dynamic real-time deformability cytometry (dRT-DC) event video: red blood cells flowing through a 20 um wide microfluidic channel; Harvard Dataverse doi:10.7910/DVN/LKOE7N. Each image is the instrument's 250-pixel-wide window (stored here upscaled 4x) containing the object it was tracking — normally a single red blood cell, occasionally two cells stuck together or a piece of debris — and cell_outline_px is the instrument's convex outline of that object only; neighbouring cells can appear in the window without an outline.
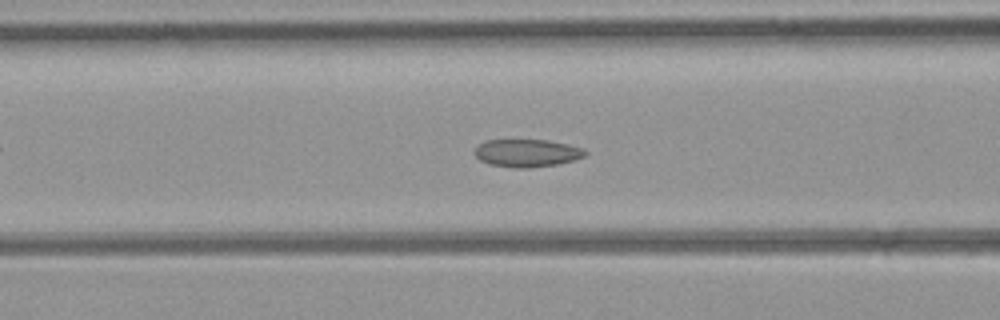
{"species": "common noctule bat (a hibernating species)", "species_latin": "Nyctalus noctula", "temperature_condition": "room temperature", "stored_images_in_passage": 52, "camera_frame_rate_fps": 3000, "um_per_image_px": 0.085, "animal": {"sex": "female", "body_mass_g": 21.9}, "frame": {"image": 1, "passage_image": 20, "time_ms": 6.333, "image_size_px": [1000, 320], "cell_outline_px": [[588, 152], [584, 156], [576, 160], [556, 164], [528, 168], [512, 168], [492, 164], [480, 160], [472, 152], [480, 144], [488, 140], [548, 140], [568, 144], [584, 148]], "centroid_in_image_um": [44.82, 13.01], "position_along_channel_um": 121.8, "area_um2": 17.86}}
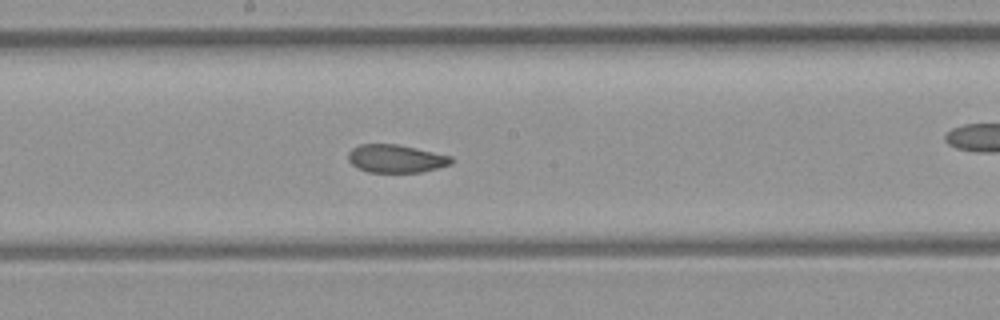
{"frame": {"image": 2, "passage_image": 27, "time_ms": 8.667, "image_size_px": [1000, 320], "cell_outline_px": [[452, 164], [420, 172], [368, 172], [356, 168], [348, 160], [348, 152], [352, 148], [360, 144], [396, 144], [452, 156]], "centroid_in_image_um": [33.62, 13.48], "position_along_channel_um": 214.6, "area_um2": 16.76}}
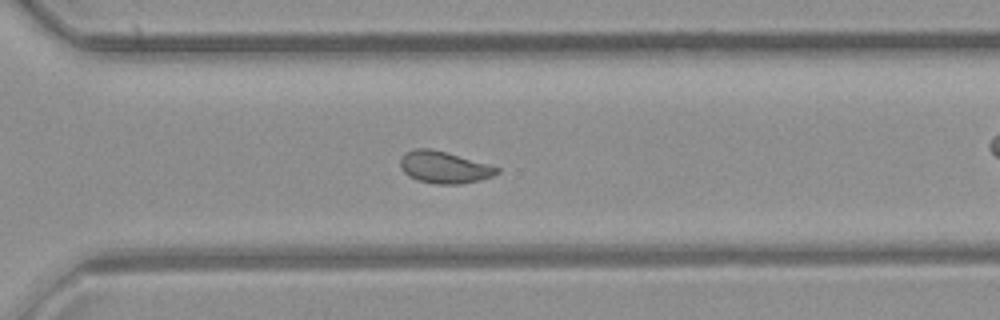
{"frame": {"image": 3, "passage_image": 36, "time_ms": 11.667, "image_size_px": [1000, 320], "cell_outline_px": [[500, 172], [492, 176], [480, 180], [460, 184], [436, 184], [416, 180], [408, 176], [400, 168], [400, 156], [404, 152], [412, 148], [432, 148], [448, 152], [500, 168]], "centroid_in_image_um": [37.7, 14.2], "position_along_channel_um": 332.9, "area_um2": 18.26}, "authors_computed_cell_mechanics": {"area_um2": 18.2359, "velocity_mm_per_s": 3.9676, "shape_relaxation_time_tau1_ms": null, "shape_relaxation_time_tau2_ms": 1.4379, "deformation_change_tau1": null, "deformation_change_tau2": 0.056}}